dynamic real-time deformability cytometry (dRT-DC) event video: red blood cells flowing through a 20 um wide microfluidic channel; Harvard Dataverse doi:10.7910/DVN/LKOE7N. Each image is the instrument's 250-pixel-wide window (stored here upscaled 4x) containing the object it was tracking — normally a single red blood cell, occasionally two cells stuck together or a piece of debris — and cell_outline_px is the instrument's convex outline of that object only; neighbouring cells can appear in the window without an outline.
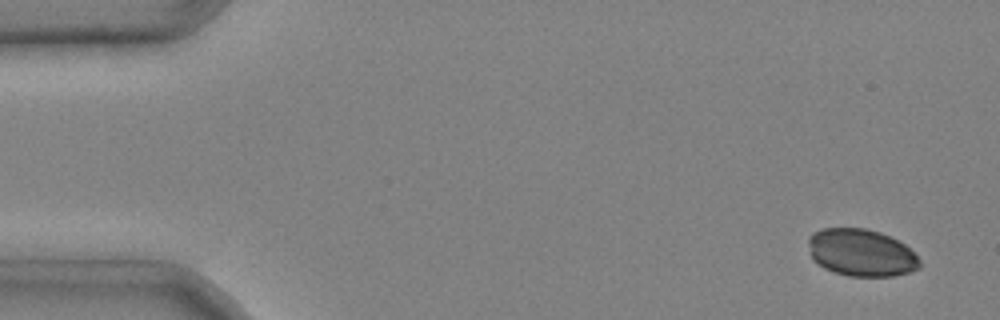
{"species": "common noctule bat (a hibernating species)", "species_latin": "Nyctalus noctula", "temperature_condition": "cold", "stored_images_in_passage": 2, "segment_of_instrument_passage": [2, 2], "camera_frame_rate_fps": 3000, "um_per_image_px": 0.085, "animal": {"sex": "male", "body_mass_g": 20.4}, "frame": {"image": 1, "passage_image": 2, "time_ms": 0.333, "image_size_px": [1000, 320], "cell_outline_px": [[920, 268], [908, 272], [892, 276], [848, 276], [832, 272], [824, 268], [812, 260], [808, 244], [808, 236], [812, 232], [824, 228], [864, 228], [880, 232], [904, 244], [920, 260]], "centroid_in_image_um": [73.15, 21.48], "position_along_channel_um": 11.8, "area_um2": 30.69}}